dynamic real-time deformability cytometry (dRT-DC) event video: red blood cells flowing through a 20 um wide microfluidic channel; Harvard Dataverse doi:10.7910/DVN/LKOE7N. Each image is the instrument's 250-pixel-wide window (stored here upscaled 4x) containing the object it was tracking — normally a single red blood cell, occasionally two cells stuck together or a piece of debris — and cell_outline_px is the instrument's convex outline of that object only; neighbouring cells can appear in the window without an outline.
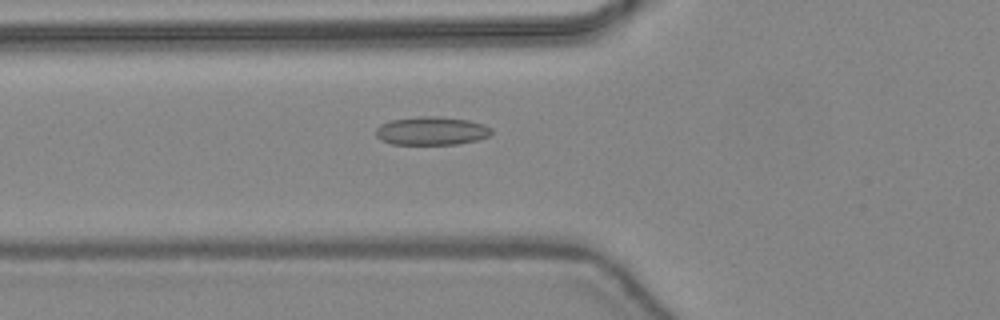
{"species": "common noctule bat (a hibernating species)", "species_latin": "Nyctalus noctula", "temperature_condition": "warm", "stored_images_in_passage": 47, "camera_frame_rate_fps": 3000, "um_per_image_px": 0.085, "animal": {"sex": "female", "body_mass_g": 24.6, "forearm_length_mm": 56.2}, "frame": {"image": 1, "passage_image": 18, "time_ms": 5.667, "image_size_px": [1000, 320], "cell_outline_px": [[492, 132], [488, 136], [476, 140], [456, 144], [392, 144], [380, 140], [376, 136], [376, 128], [380, 124], [392, 120], [420, 116], [440, 116], [468, 120], [484, 124], [492, 128]], "centroid_in_image_um": [36.67, 11.12], "position_along_channel_um": 89.1, "area_um2": 19.13}}
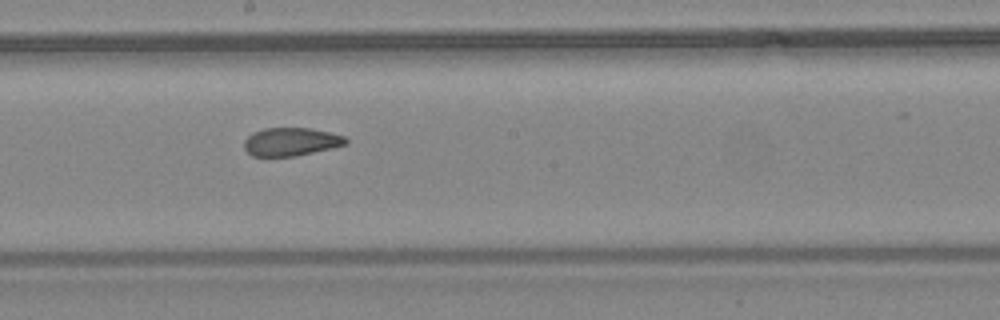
{"frame": {"image": 2, "passage_image": 27, "time_ms": 8.667, "image_size_px": [1000, 320], "cell_outline_px": [[348, 144], [332, 148], [296, 156], [252, 156], [244, 148], [244, 140], [252, 132], [264, 128], [312, 128], [344, 136], [348, 140]], "centroid_in_image_um": [24.73, 12.04], "position_along_channel_um": 223.5, "area_um2": 16.76}}
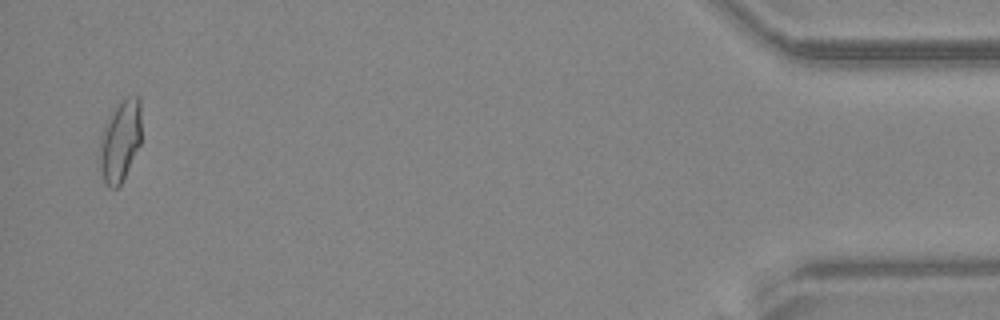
{"frame": {"image": 3, "passage_image": 46, "time_ms": 15.0, "image_size_px": [1000, 320], "cell_outline_px": [[140, 144], [120, 184], [116, 188], [112, 188], [104, 180], [100, 168], [100, 144], [104, 124], [116, 104], [120, 100], [128, 96], [136, 96], [140, 100]], "centroid_in_image_um": [10.21, 11.91], "position_along_channel_um": 425.0, "area_um2": 19.42}, "authors_computed_cell_mechanics": {"area_um2": 18.5538, "velocity_mm_per_s": 4.4506, "shape_relaxation_time_tau1_ms": null, "shape_relaxation_time_tau2_ms": 1.349, "deformation_change_tau1": null, "deformation_change_tau2": 0.0663}}